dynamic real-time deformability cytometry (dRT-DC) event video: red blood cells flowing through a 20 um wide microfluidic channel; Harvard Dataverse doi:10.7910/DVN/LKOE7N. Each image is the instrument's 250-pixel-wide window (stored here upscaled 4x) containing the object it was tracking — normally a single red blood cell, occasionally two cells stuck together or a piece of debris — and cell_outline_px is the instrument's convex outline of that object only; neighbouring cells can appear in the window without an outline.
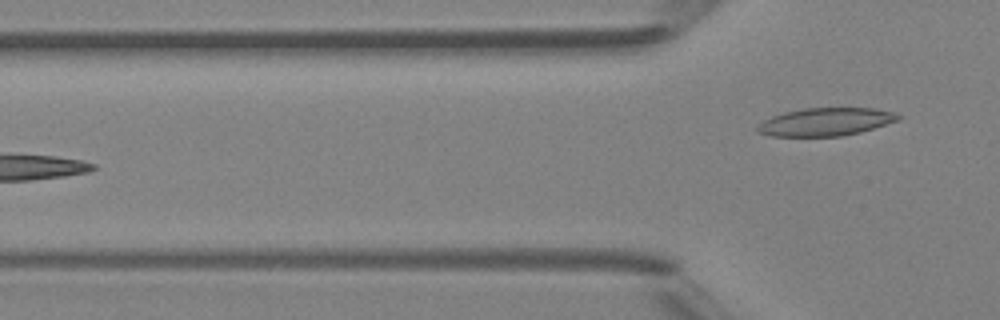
{"species": "Egyptian fruit bat (a non-hibernating species)", "species_latin": "Rousettus aegyptiacus", "temperature_condition": "room temperature", "stored_images_in_passage": 5, "camera_frame_rate_fps": 3000, "um_per_image_px": 0.085, "animal": {"sex": "female"}, "frame": {"image": 1, "passage_image": 5, "time_ms": 4.333, "image_size_px": [1000, 320], "cell_outline_px": [[904, 116], [900, 120], [860, 132], [844, 136], [772, 136], [756, 132], [756, 128], [764, 120], [772, 116], [784, 112], [804, 108], [876, 108], [896, 112]], "centroid_in_image_um": [70.24, 10.35], "position_along_channel_um": 55.6, "area_um2": 23.12}}